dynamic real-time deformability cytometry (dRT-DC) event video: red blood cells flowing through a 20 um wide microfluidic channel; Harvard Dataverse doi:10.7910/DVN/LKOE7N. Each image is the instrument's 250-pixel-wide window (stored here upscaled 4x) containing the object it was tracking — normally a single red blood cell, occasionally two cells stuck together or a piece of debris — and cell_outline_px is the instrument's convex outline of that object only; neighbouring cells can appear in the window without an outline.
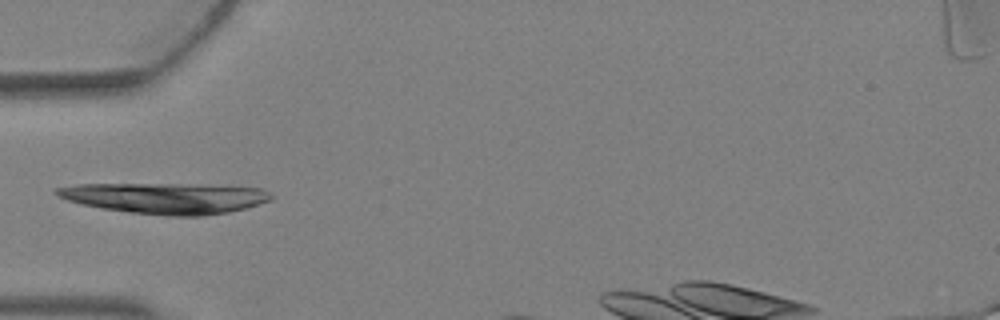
{"species": "Egyptian fruit bat (a non-hibernating species)", "species_latin": "Rousettus aegyptiacus", "temperature_condition": "warm", "stored_images_in_passage": 6, "camera_frame_rate_fps": 3000, "um_per_image_px": 0.085, "animal": {"sex": "female"}, "frame": {"image": 1, "passage_image": 5, "time_ms": 1.333, "image_size_px": [1000, 320], "cell_outline_px": [[276, 196], [272, 200], [260, 204], [228, 212], [204, 216], [168, 216], [128, 212], [80, 204], [56, 196], [52, 192], [56, 188], [76, 184], [180, 184], [260, 188]], "centroid_in_image_um": [14.04, 16.84], "position_along_channel_um": 71.0, "area_um2": 38.55}}